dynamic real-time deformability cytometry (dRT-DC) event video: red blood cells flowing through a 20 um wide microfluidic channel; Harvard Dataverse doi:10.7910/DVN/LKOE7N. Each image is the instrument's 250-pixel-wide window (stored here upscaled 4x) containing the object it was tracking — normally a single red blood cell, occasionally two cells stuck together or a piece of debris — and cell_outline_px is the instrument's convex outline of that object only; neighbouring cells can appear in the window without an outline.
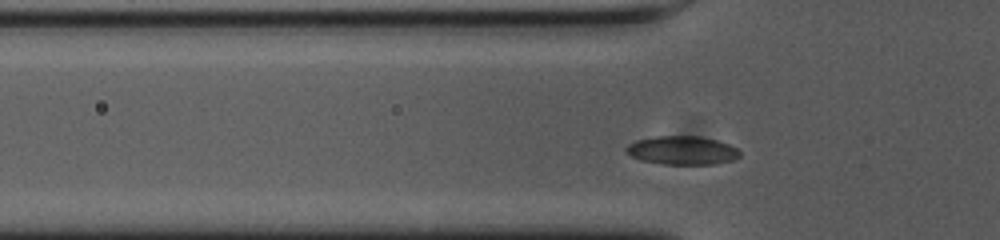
{"species": "common noctule bat (a hibernating species)", "species_latin": "Nyctalus noctula", "temperature_condition": "cold", "stored_images_in_passage": 32, "camera_frame_rate_fps": 3000, "um_per_image_px": 0.085, "animal": {"sex": "female", "body_mass_g": 23.0, "forearm_length_mm": 53.4}, "frame": {"image": 1, "passage_image": 3, "time_ms": 0.667, "image_size_px": [1000, 240], "cell_outline_px": [[740, 156], [732, 160], [716, 164], [660, 164], [640, 160], [624, 152], [624, 148], [628, 144], [636, 140], [652, 136], [696, 136], [716, 140], [728, 144], [736, 148], [740, 152]], "centroid_in_image_um": [57.93, 12.78], "position_along_channel_um": 67.9, "area_um2": 19.02}}
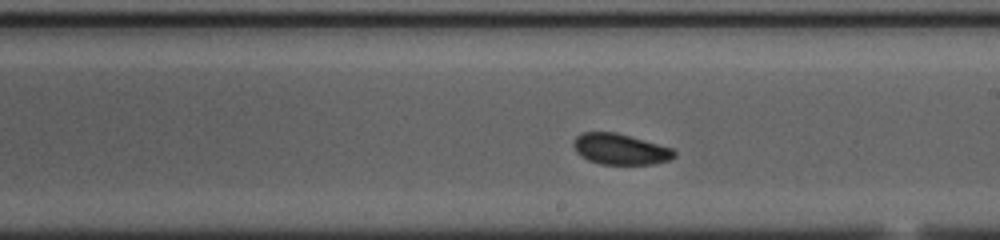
{"frame": {"image": 2, "passage_image": 17, "time_ms": 5.333, "image_size_px": [1000, 240], "cell_outline_px": [[676, 156], [668, 160], [652, 164], [600, 164], [588, 160], [580, 156], [576, 152], [572, 144], [576, 136], [584, 132], [616, 132], [672, 148], [676, 152]], "centroid_in_image_um": [52.69, 12.68], "position_along_channel_um": 236.3, "area_um2": 18.09}}
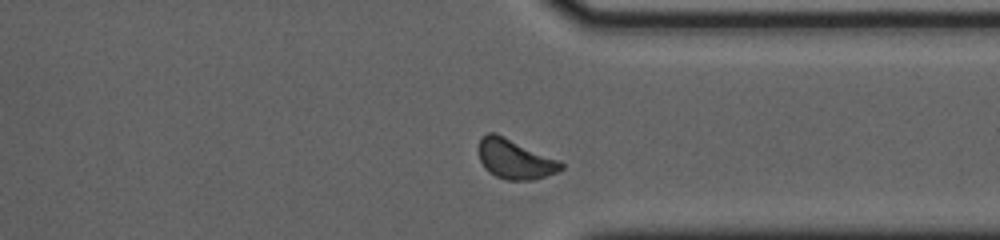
{"frame": {"image": 3, "passage_image": 28, "time_ms": 9.0, "image_size_px": [1000, 240], "cell_outline_px": [[564, 168], [556, 172], [532, 180], [508, 180], [496, 176], [488, 172], [484, 168], [480, 160], [480, 136], [488, 132], [496, 132], [560, 160], [564, 164]], "centroid_in_image_um": [43.77, 13.51], "position_along_channel_um": 367.6, "area_um2": 19.13}, "authors_computed_cell_mechanics": {"area_um2": 18.3804, "velocity_mm_per_s": 3.6147, "shape_relaxation_time_tau1_ms": 1.4972, "shape_relaxation_time_tau2_ms": 10.0702, "deformation_change_tau1": 0.0376, "deformation_change_tau2": 0.1066}}